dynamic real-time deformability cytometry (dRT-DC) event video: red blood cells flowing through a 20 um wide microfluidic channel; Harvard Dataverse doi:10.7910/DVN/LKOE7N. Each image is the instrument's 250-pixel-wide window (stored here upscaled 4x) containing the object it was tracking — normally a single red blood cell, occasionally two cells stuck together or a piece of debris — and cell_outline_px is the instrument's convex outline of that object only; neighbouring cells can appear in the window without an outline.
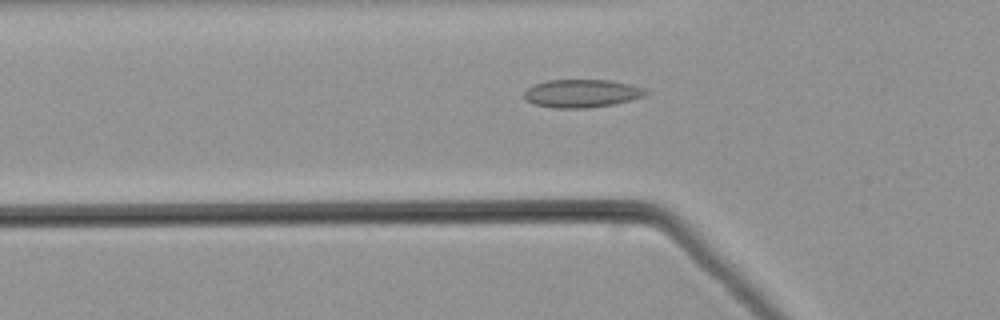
{"species": "common noctule bat (a hibernating species)", "species_latin": "Nyctalus noctula", "temperature_condition": "warm", "stored_images_in_passage": 50, "camera_frame_rate_fps": 3000, "um_per_image_px": 0.085, "animal": {"sex": "male", "body_mass_g": 21.5, "forearm_length_mm": 52.0}, "frame": {"image": 1, "passage_image": 17, "time_ms": 5.333, "image_size_px": [1000, 320], "cell_outline_px": [[648, 92], [640, 96], [628, 100], [612, 104], [588, 108], [552, 108], [532, 104], [524, 100], [524, 92], [532, 84], [548, 80], [608, 80], [628, 84], [644, 88]], "centroid_in_image_um": [49.34, 7.94], "position_along_channel_um": 76.5, "area_um2": 19.77}}
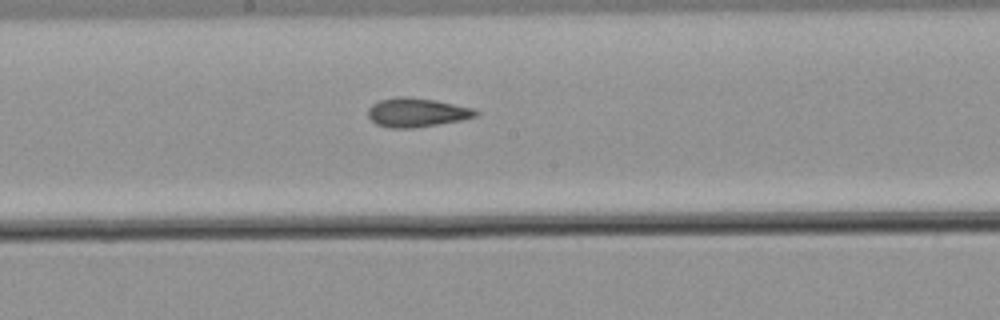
{"frame": {"image": 2, "passage_image": 27, "time_ms": 8.667, "image_size_px": [1000, 320], "cell_outline_px": [[480, 112], [476, 116], [460, 120], [412, 128], [392, 128], [376, 124], [368, 116], [368, 108], [372, 104], [380, 100], [396, 96], [408, 96], [436, 100], [472, 108]], "centroid_in_image_um": [35.39, 9.54], "position_along_channel_um": 212.8, "area_um2": 18.09}}
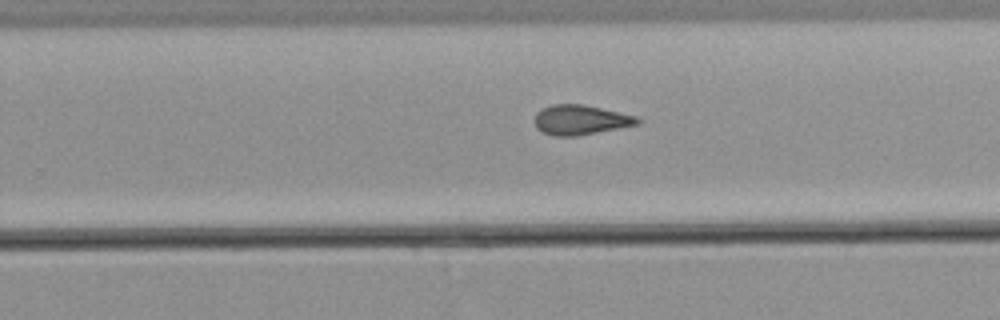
{"frame": {"image": 3, "passage_image": 32, "time_ms": 10.333, "image_size_px": [1000, 320], "cell_outline_px": [[644, 120], [640, 124], [576, 136], [552, 136], [540, 132], [536, 128], [532, 120], [536, 112], [540, 108], [552, 104], [584, 104], [636, 116]], "centroid_in_image_um": [49.29, 10.19], "position_along_channel_um": 280.5, "area_um2": 18.26}}